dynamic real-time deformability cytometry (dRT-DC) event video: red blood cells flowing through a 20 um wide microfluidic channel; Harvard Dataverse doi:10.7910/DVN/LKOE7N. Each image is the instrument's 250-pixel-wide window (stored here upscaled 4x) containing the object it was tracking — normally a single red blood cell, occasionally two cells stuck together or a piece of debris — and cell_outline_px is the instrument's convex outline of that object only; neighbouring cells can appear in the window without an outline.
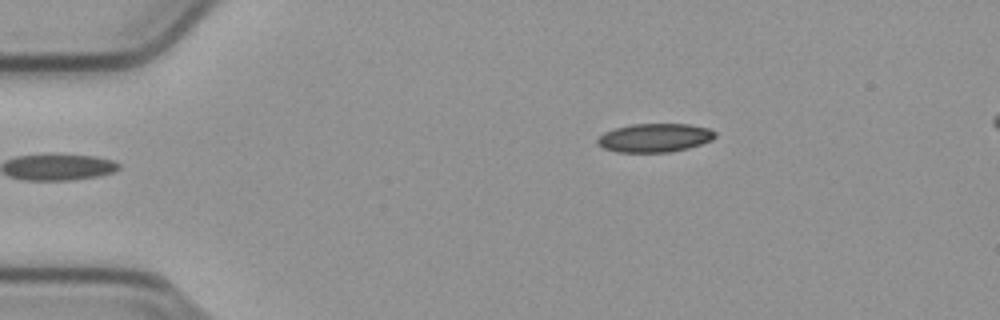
{"species": "common noctule bat (a hibernating species)", "species_latin": "Nyctalus noctula", "temperature_condition": "cold", "stored_images_in_passage": 37, "camera_frame_rate_fps": 3000, "um_per_image_px": 0.085, "animal": {"sex": "male", "body_mass_g": 23.1, "forearm_length_mm": 52.7}, "frame": {"image": 1, "passage_image": 1, "time_ms": 0.0, "image_size_px": [1000, 320], "cell_outline_px": [[716, 136], [712, 140], [688, 148], [672, 152], [616, 152], [604, 148], [596, 144], [596, 140], [604, 132], [616, 128], [632, 124], [688, 124], [708, 128], [716, 132]], "centroid_in_image_um": [55.64, 11.71], "position_along_channel_um": 29.4, "area_um2": 19.65}}
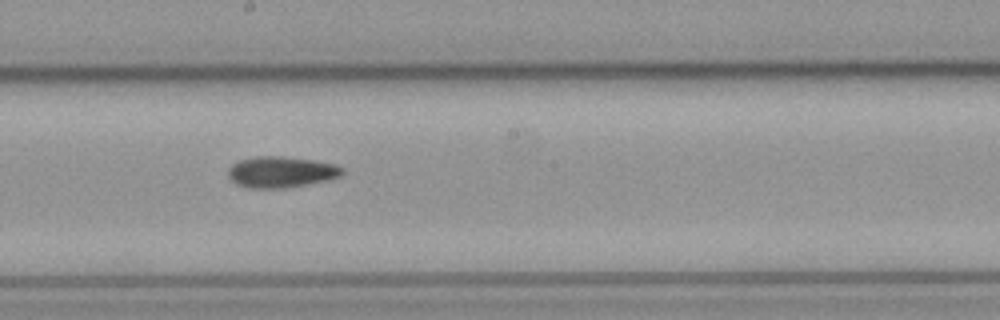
{"frame": {"image": 2, "passage_image": 21, "time_ms": 6.667, "image_size_px": [1000, 320], "cell_outline_px": [[344, 172], [340, 176], [328, 180], [308, 184], [284, 188], [248, 188], [236, 184], [228, 176], [228, 168], [232, 164], [240, 160], [256, 156], [280, 156], [312, 160], [336, 164], [344, 168]], "centroid_in_image_um": [23.9, 14.62], "position_along_channel_um": 224.3, "area_um2": 20.75}}
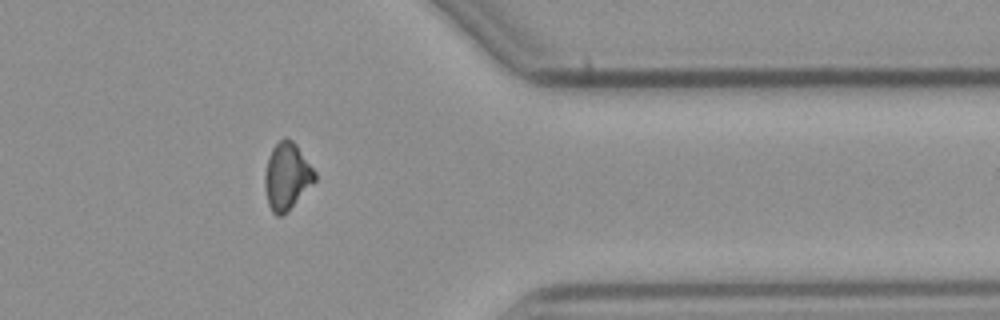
{"frame": {"image": 3, "passage_image": 35, "time_ms": 11.333, "image_size_px": [1000, 320], "cell_outline_px": [[316, 180], [280, 216], [276, 216], [272, 212], [268, 204], [264, 184], [264, 176], [268, 156], [272, 148], [284, 136], [292, 140], [296, 144], [316, 172]], "centroid_in_image_um": [24.36, 14.93], "position_along_channel_um": 387.0, "area_um2": 19.13}}